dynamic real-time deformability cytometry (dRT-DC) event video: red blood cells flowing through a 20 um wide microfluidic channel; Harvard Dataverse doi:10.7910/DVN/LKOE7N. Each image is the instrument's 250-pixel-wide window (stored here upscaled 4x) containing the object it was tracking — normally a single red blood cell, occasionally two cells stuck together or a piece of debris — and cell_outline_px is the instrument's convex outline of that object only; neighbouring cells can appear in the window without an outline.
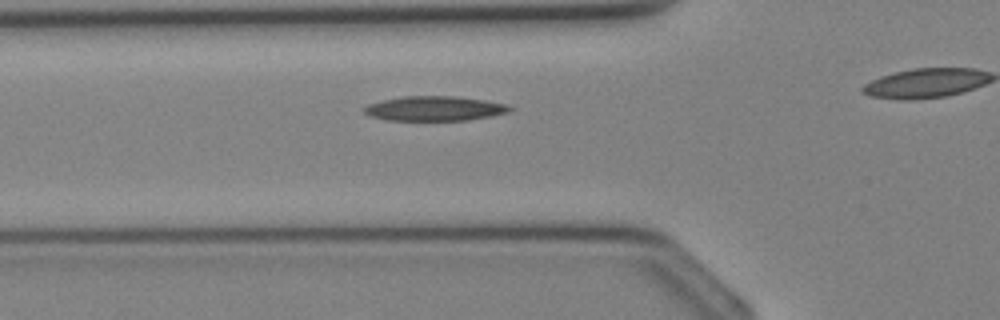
{"species": "Egyptian fruit bat (a non-hibernating species)", "species_latin": "Rousettus aegyptiacus", "temperature_condition": "cold", "stored_images_in_passage": 21, "camera_frame_rate_fps": 3000, "um_per_image_px": 0.085, "animal": {"sex": "female"}, "frame": {"image": 1, "passage_image": 4, "time_ms": 1.0, "image_size_px": [1000, 320], "cell_outline_px": [[512, 108], [508, 112], [468, 120], [388, 120], [368, 116], [364, 112], [364, 108], [368, 104], [384, 100], [404, 96], [456, 96], [484, 100], [508, 104]], "centroid_in_image_um": [36.92, 9.22], "position_along_channel_um": 88.9, "area_um2": 20.75}}
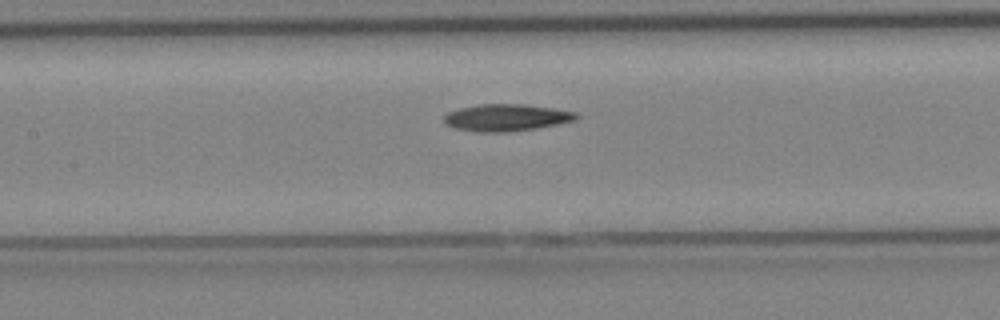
{"frame": {"image": 2, "passage_image": 8, "time_ms": 2.333, "image_size_px": [1000, 320], "cell_outline_px": [[580, 116], [576, 120], [536, 128], [508, 132], [476, 132], [456, 128], [444, 124], [444, 116], [448, 112], [460, 108], [480, 104], [524, 104], [556, 108], [576, 112]], "centroid_in_image_um": [43.05, 9.99], "position_along_channel_um": 164.3, "area_um2": 20.87}}
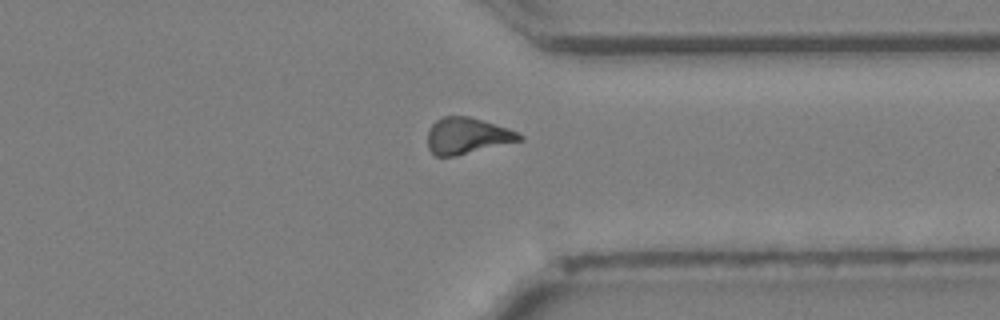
{"frame": {"image": 3, "passage_image": 19, "time_ms": 6.0, "image_size_px": [1000, 320], "cell_outline_px": [[524, 140], [456, 156], [436, 156], [428, 148], [428, 128], [436, 120], [444, 116], [468, 116], [484, 120], [508, 128], [524, 136]], "centroid_in_image_um": [39.72, 11.54], "position_along_channel_um": 371.7, "area_um2": 19.54}}